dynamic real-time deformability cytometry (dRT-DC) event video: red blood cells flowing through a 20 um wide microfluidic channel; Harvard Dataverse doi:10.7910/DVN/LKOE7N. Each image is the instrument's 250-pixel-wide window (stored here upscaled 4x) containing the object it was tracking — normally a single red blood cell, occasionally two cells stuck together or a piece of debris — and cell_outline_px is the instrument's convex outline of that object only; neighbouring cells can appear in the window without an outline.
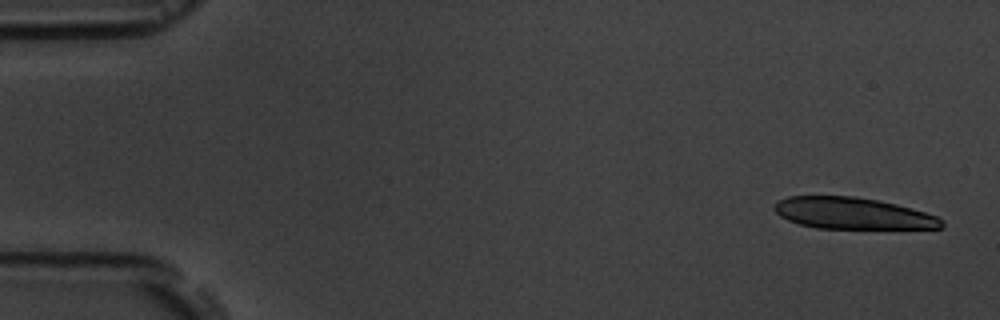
{"species": "common noctule bat (a hibernating species)", "species_latin": "Nyctalus noctula", "temperature_condition": "room temperature", "stored_images_in_passage": 5, "camera_frame_rate_fps": 3000, "um_per_image_px": 0.085, "animal": {"sex": "male", "body_mass_g": 19.5, "forearm_length_mm": 54.6}, "frame": {"image": 1, "passage_image": 1, "time_ms": 0.0, "image_size_px": [1000, 320], "cell_outline_px": [[944, 228], [816, 228], [800, 224], [788, 220], [780, 216], [772, 208], [780, 200], [788, 196], [856, 196], [880, 200], [896, 204], [924, 212], [936, 216], [944, 220]], "centroid_in_image_um": [72.48, 18.13], "position_along_channel_um": 12.5, "area_um2": 30.63}}